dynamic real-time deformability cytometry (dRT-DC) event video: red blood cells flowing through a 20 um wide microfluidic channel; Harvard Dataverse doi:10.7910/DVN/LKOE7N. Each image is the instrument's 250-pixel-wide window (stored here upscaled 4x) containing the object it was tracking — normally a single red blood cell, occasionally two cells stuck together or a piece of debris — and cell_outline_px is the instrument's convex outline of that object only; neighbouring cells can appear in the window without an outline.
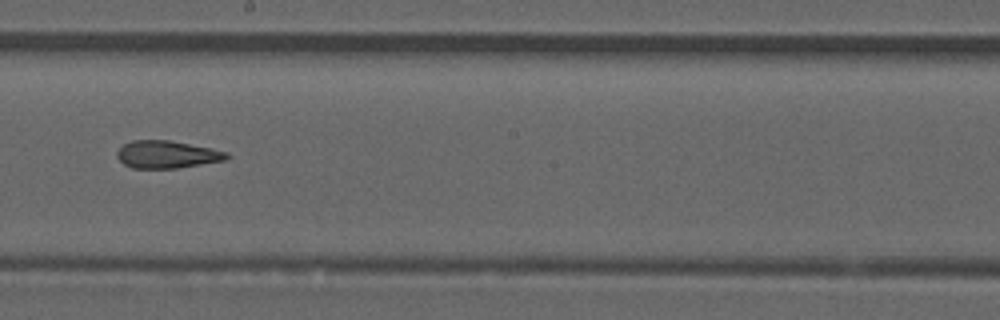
{"species": "common noctule bat (a hibernating species)", "species_latin": "Nyctalus noctula", "temperature_condition": "room temperature", "stored_images_in_passage": 34, "camera_frame_rate_fps": 3000, "um_per_image_px": 0.085, "animal": {"sex": "male", "forearm_length_mm": 52.5}, "frame": {"image": 1, "passage_image": 15, "time_ms": 4.667, "image_size_px": [1000, 320], "cell_outline_px": [[232, 156], [228, 160], [176, 168], [132, 168], [124, 164], [116, 156], [116, 152], [124, 144], [132, 140], [168, 140], [228, 152]], "centroid_in_image_um": [14.2, 13.13], "position_along_channel_um": 234.0, "area_um2": 17.51}}
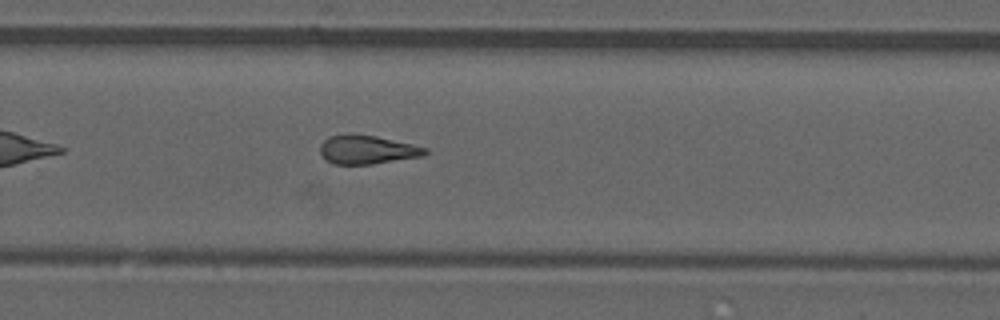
{"frame": {"image": 2, "passage_image": 20, "time_ms": 6.333, "image_size_px": [1000, 320], "cell_outline_px": [[428, 152], [424, 156], [372, 164], [332, 164], [320, 152], [320, 144], [328, 136], [348, 132], [352, 132], [376, 136], [412, 144], [428, 148]], "centroid_in_image_um": [31.2, 12.69], "position_along_channel_um": 298.6, "area_um2": 17.86}, "authors_computed_cell_mechanics": {"area_um2": 17.8602, "velocity_mm_per_s": 3.8935, "shape_relaxation_time_tau1_ms": null, "shape_relaxation_time_tau2_ms": 3.4918, "deformation_change_tau1": null, "deformation_change_tau2": 0.1476}}